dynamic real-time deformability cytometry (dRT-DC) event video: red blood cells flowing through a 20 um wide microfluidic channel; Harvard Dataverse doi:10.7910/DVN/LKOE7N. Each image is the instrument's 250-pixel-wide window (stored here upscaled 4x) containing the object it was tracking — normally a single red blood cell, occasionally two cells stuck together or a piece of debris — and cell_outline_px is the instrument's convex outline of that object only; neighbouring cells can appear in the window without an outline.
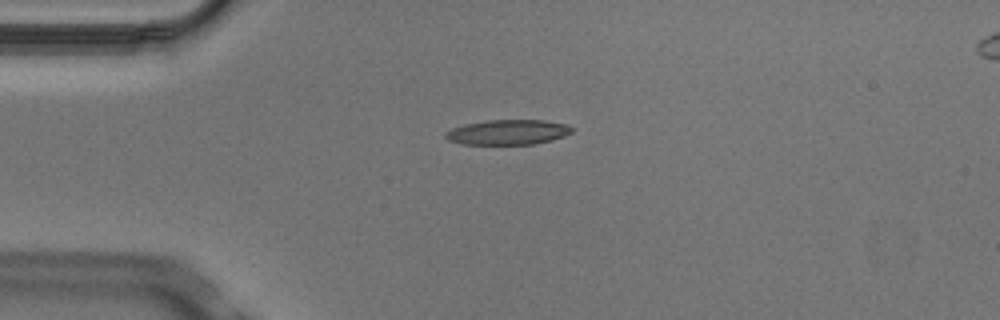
{"species": "Egyptian fruit bat (a non-hibernating species)", "species_latin": "Rousettus aegyptiacus", "temperature_condition": "cold", "stored_images_in_passage": 6, "camera_frame_rate_fps": 3000, "um_per_image_px": 0.085, "animal": {"sex": "male"}, "frame": {"image": 1, "passage_image": 4, "time_ms": 1.0, "image_size_px": [1000, 320], "cell_outline_px": [[572, 132], [564, 136], [552, 140], [532, 144], [460, 144], [448, 140], [444, 136], [444, 132], [452, 128], [464, 124], [488, 120], [544, 120], [568, 124], [572, 128]], "centroid_in_image_um": [43.15, 11.23], "position_along_channel_um": 41.9, "area_um2": 18.5}}